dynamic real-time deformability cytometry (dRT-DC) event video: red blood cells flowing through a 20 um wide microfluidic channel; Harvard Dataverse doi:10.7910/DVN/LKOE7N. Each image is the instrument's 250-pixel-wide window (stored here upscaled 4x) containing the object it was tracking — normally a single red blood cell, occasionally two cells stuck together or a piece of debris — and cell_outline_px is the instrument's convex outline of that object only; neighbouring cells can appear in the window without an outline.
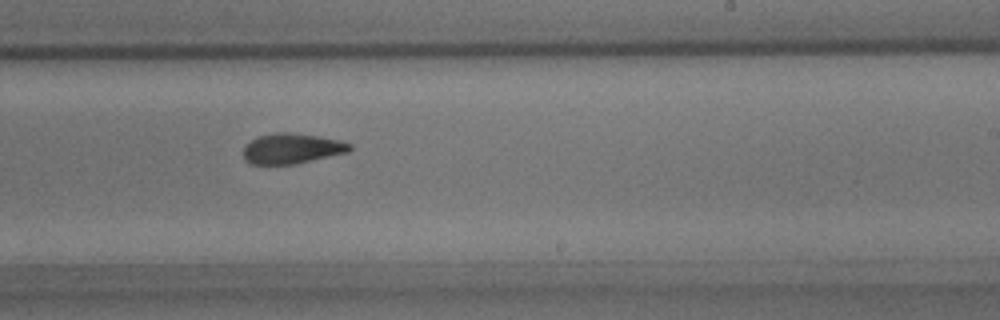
{"species": "common noctule bat (a hibernating species)", "species_latin": "Nyctalus noctula", "temperature_condition": "room temperature", "stored_images_in_passage": 9, "camera_frame_rate_fps": 3000, "um_per_image_px": 0.085, "animal": {"sex": "male", "body_mass_g": 15.6}, "frame": {"image": 1, "passage_image": 8, "time_ms": 2.333, "image_size_px": [1000, 320], "cell_outline_px": [[352, 148], [348, 152], [296, 164], [252, 164], [244, 160], [244, 148], [256, 136], [276, 132], [288, 132], [316, 136], [340, 140], [352, 144]], "centroid_in_image_um": [24.81, 12.62], "position_along_channel_um": 264.2, "area_um2": 18.73}}